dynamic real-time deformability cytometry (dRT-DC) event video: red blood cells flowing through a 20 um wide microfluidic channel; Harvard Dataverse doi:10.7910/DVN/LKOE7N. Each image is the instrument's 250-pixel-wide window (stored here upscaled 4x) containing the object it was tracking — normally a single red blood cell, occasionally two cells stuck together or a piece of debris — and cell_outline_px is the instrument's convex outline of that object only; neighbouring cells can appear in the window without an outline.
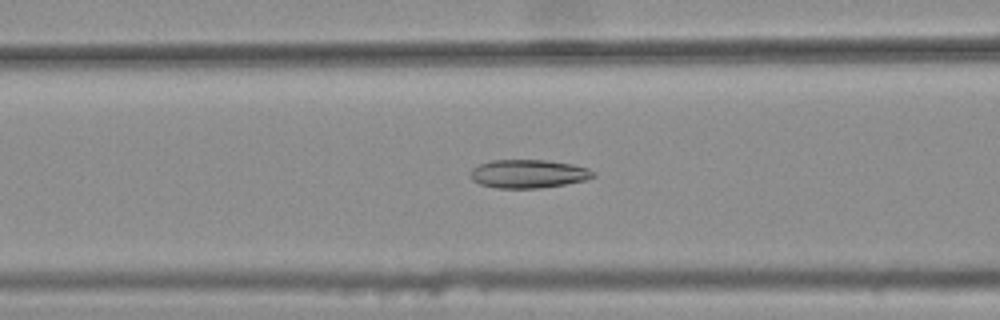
{"species": "common noctule bat (a hibernating species)", "species_latin": "Nyctalus noctula", "temperature_condition": "warm", "stored_images_in_passage": 30, "camera_frame_rate_fps": 3000, "um_per_image_px": 0.085, "animal": {"sex": "female", "body_mass_g": 25.1}, "frame": {"image": 1, "passage_image": 6, "time_ms": 1.667, "image_size_px": [1000, 320], "cell_outline_px": [[596, 176], [584, 180], [564, 184], [540, 188], [496, 188], [480, 184], [472, 180], [472, 168], [480, 164], [492, 160], [544, 160], [572, 164], [588, 168], [596, 172]], "centroid_in_image_um": [44.93, 14.77], "position_along_channel_um": 121.7, "area_um2": 20.23}}
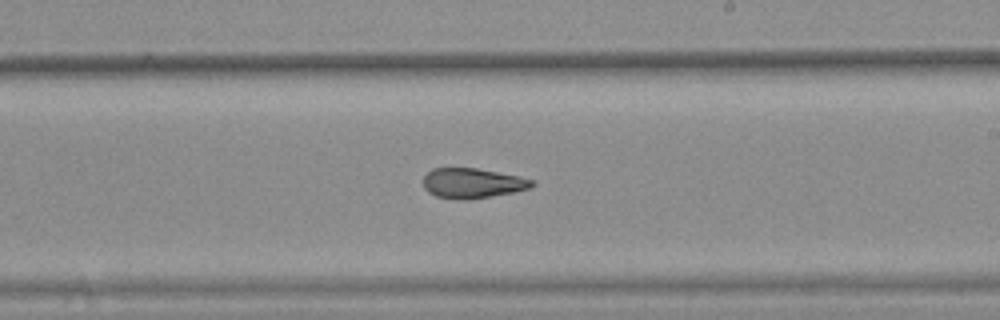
{"frame": {"image": 2, "passage_image": 16, "time_ms": 5.0, "image_size_px": [1000, 320], "cell_outline_px": [[536, 184], [528, 188], [512, 192], [464, 200], [456, 200], [436, 196], [428, 192], [424, 188], [424, 176], [432, 168], [476, 168], [520, 176], [532, 180]], "centroid_in_image_um": [40.12, 15.56], "position_along_channel_um": 248.9, "area_um2": 18.84}}
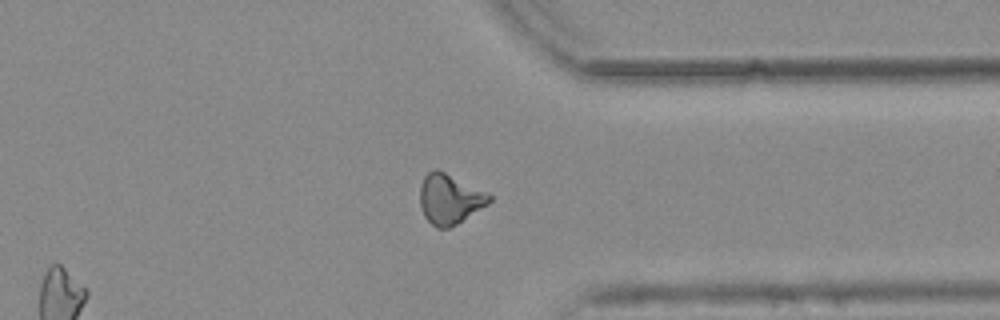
{"frame": {"image": 3, "passage_image": 26, "time_ms": 8.333, "image_size_px": [1000, 320], "cell_outline_px": [[492, 200], [488, 204], [456, 224], [448, 228], [436, 228], [424, 216], [420, 208], [420, 184], [424, 176], [432, 168], [436, 168], [488, 192], [492, 196]], "centroid_in_image_um": [38.21, 16.9], "position_along_channel_um": 373.2, "area_um2": 20.29}, "authors_computed_cell_mechanics": {"area_um2": 19.5075, "velocity_mm_per_s": 3.8231, "shape_relaxation_time_tau1_ms": null, "shape_relaxation_time_tau2_ms": 2.5703, "deformation_change_tau1": null, "deformation_change_tau2": 0.0991}}